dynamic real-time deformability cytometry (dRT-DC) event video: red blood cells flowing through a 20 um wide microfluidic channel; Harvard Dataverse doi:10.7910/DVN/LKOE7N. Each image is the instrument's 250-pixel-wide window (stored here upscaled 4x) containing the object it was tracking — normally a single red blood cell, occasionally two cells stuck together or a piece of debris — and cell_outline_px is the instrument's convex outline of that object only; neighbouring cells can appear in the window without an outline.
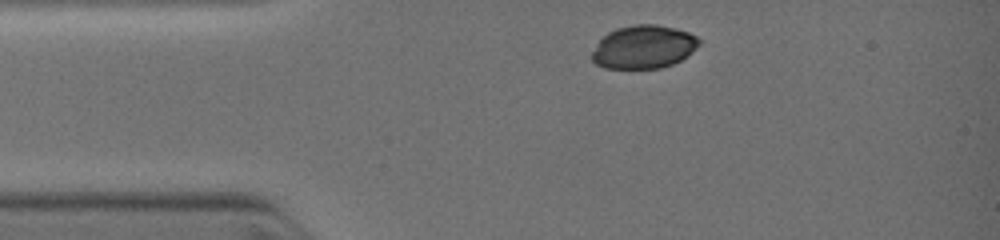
{"species": "common noctule bat (a hibernating species)", "species_latin": "Nyctalus noctula", "temperature_condition": "warm", "stored_images_in_passage": 2, "camera_frame_rate_fps": 3000, "um_per_image_px": 0.085, "animal": {"sex": "female", "body_mass_g": 19.0, "forearm_length_mm": 51.5}, "frame": {"image": 1, "passage_image": 1, "time_ms": 0.0, "image_size_px": [1000, 240], "cell_outline_px": [[700, 44], [688, 56], [672, 64], [660, 68], [604, 68], [596, 64], [592, 60], [592, 52], [600, 40], [608, 32], [620, 28], [636, 24], [652, 24], [672, 28], [688, 32], [696, 36], [700, 40]], "centroid_in_image_um": [54.72, 4.0], "position_along_channel_um": 30.3, "area_um2": 26.7}}